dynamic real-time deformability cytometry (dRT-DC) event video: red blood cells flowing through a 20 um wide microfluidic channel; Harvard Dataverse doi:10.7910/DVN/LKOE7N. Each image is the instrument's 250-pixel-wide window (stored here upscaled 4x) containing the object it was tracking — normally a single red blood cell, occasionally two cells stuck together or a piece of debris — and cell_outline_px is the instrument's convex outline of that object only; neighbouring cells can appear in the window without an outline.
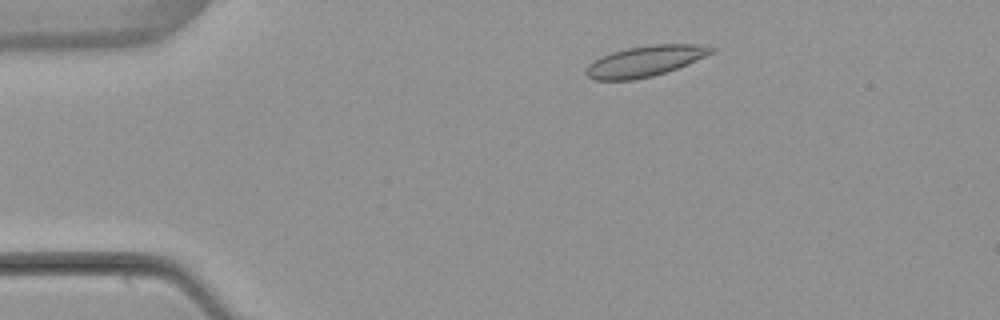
{"species": "common noctule bat (a hibernating species)", "species_latin": "Nyctalus noctula", "temperature_condition": "warm", "stored_images_in_passage": 5, "camera_frame_rate_fps": 3000, "um_per_image_px": 0.085, "animal": {"sex": "female", "body_mass_g": 22.7, "forearm_length_mm": 54.2}, "frame": {"image": 1, "passage_image": 1, "time_ms": 0.0, "image_size_px": [1000, 320], "cell_outline_px": [[720, 48], [716, 52], [688, 64], [652, 76], [632, 80], [592, 80], [584, 72], [588, 64], [600, 56], [612, 52], [628, 48], [652, 44], [708, 44]], "centroid_in_image_um": [54.9, 5.18], "position_along_channel_um": 30.1, "area_um2": 22.77}}
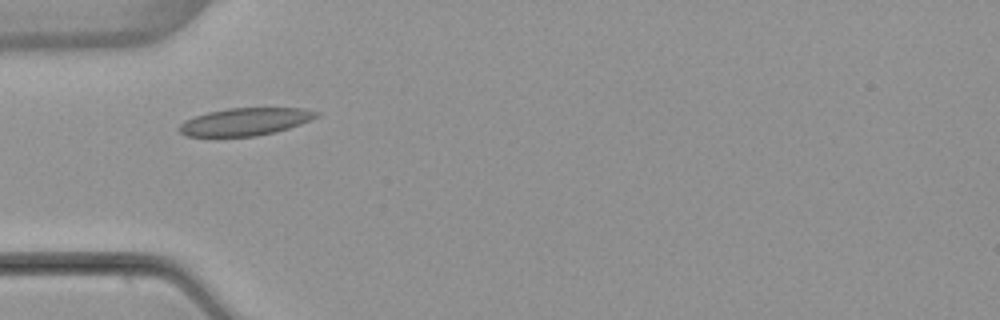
{"frame": {"image": 2, "passage_image": 3, "time_ms": 2.333, "image_size_px": [1000, 320], "cell_outline_px": [[320, 112], [312, 120], [276, 132], [256, 136], [188, 136], [180, 132], [176, 128], [184, 120], [208, 112], [228, 108], [304, 108]], "centroid_in_image_um": [20.84, 10.34], "position_along_channel_um": 64.2, "area_um2": 21.96}}
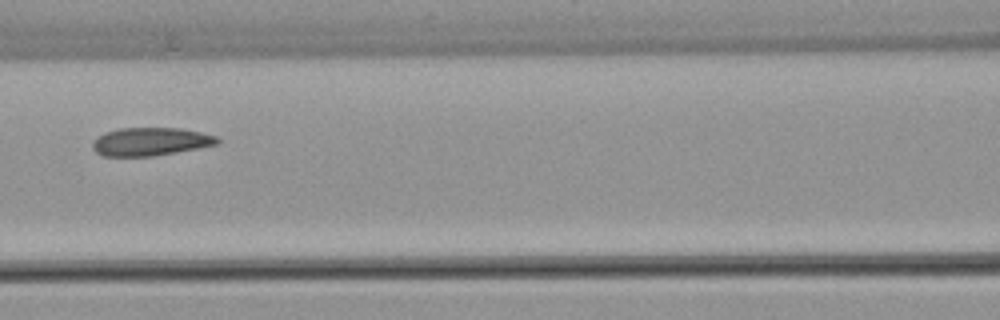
{"frame": {"image": 3, "passage_image": 5, "time_ms": 4.667, "image_size_px": [1000, 320], "cell_outline_px": [[220, 144], [176, 152], [152, 156], [100, 156], [92, 148], [92, 140], [104, 132], [120, 128], [180, 128], [200, 132], [216, 136], [220, 140]], "centroid_in_image_um": [12.76, 12.04], "position_along_channel_um": 153.8, "area_um2": 20.58}}